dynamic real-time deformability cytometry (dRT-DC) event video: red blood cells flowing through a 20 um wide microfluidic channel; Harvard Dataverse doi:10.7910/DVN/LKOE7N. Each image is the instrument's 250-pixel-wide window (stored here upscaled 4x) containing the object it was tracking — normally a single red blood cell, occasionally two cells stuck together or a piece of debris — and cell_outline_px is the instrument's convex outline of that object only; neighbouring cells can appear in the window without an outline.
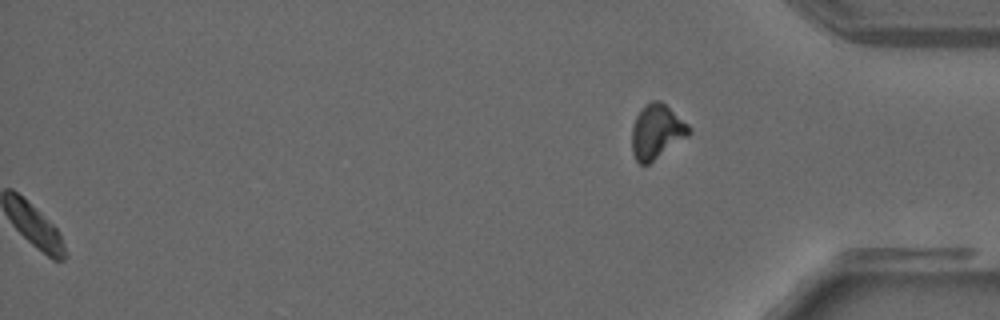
{"species": "common noctule bat (a hibernating species)", "species_latin": "Nyctalus noctula", "temperature_condition": "warm", "stored_images_in_passage": 30, "segment_of_instrument_passage": [2, 2], "camera_frame_rate_fps": 3000, "um_per_image_px": 0.085, "animal": {"sex": "male", "forearm_length_mm": 52.5}, "frame": {"image": 1, "passage_image": 30, "time_ms": 9.667, "image_size_px": [1000, 320], "cell_outline_px": [[692, 132], [688, 136], [648, 164], [640, 164], [636, 160], [632, 152], [632, 128], [636, 116], [640, 108], [644, 104], [652, 100], [660, 100], [688, 124], [692, 128]], "centroid_in_image_um": [55.81, 11.17], "position_along_channel_um": 379.4, "area_um2": 18.09}}